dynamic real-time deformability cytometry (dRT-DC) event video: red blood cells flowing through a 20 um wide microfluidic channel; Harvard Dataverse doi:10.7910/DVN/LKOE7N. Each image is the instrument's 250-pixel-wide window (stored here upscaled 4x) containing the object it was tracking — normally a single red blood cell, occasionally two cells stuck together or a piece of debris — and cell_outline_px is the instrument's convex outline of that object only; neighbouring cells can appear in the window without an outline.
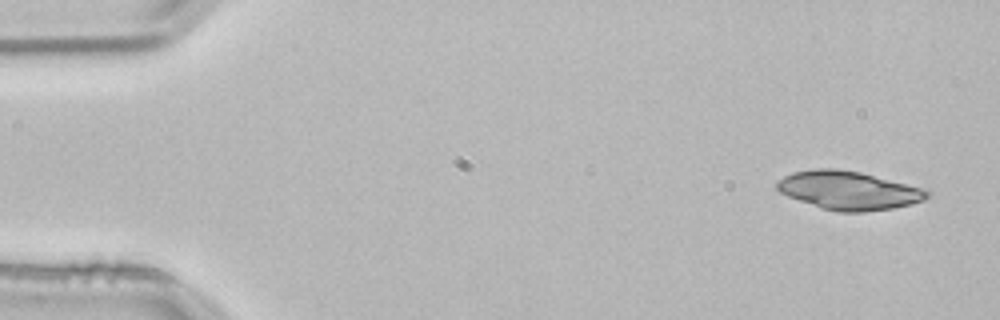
{"species": "common noctule bat (a hibernating species)", "species_latin": "Nyctalus noctula", "temperature_condition": "room temperature", "stored_images_in_passage": 3, "camera_frame_rate_fps": 3000, "um_per_image_px": 0.085, "animal": {"sex": "male", "body_mass_g": 21.5, "forearm_length_mm": 52.0}, "frame": {"image": 1, "passage_image": 1, "time_ms": 0.0, "image_size_px": [1000, 320], "cell_outline_px": [[932, 192], [924, 200], [892, 208], [864, 212], [836, 212], [820, 208], [788, 196], [780, 192], [776, 188], [776, 180], [792, 172], [816, 168], [832, 168], [860, 172], [920, 188]], "centroid_in_image_um": [72.06, 16.19], "position_along_channel_um": 12.9, "area_um2": 33.41}}